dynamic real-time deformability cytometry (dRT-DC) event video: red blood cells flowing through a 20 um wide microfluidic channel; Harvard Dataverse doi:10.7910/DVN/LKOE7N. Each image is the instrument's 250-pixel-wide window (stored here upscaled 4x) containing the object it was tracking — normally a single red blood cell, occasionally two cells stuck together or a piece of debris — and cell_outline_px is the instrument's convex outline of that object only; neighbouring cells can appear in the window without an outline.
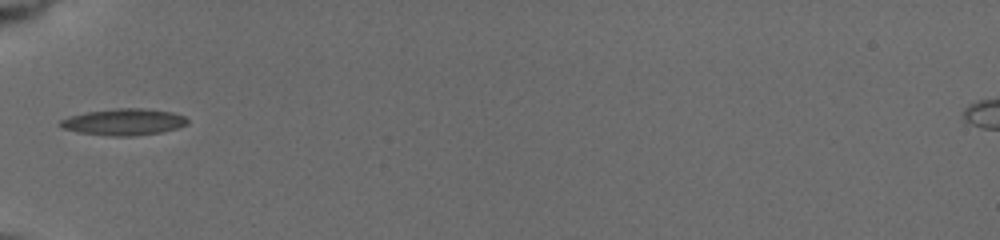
{"species": "common noctule bat (a hibernating species)", "species_latin": "Nyctalus noctula", "temperature_condition": "cold", "stored_images_in_passage": 6, "camera_frame_rate_fps": 3000, "um_per_image_px": 0.085, "animal": {"sex": "female", "body_mass_g": 19.5, "forearm_length_mm": 54.1}, "frame": {"image": 1, "passage_image": 2, "time_ms": 1.667, "image_size_px": [1000, 240], "cell_outline_px": [[188, 124], [176, 128], [160, 132], [128, 136], [112, 136], [80, 132], [64, 128], [56, 124], [60, 120], [72, 116], [88, 112], [116, 108], [144, 108], [172, 112], [184, 116], [188, 120]], "centroid_in_image_um": [10.54, 10.36], "position_along_channel_um": 74.5, "area_um2": 19.36}}
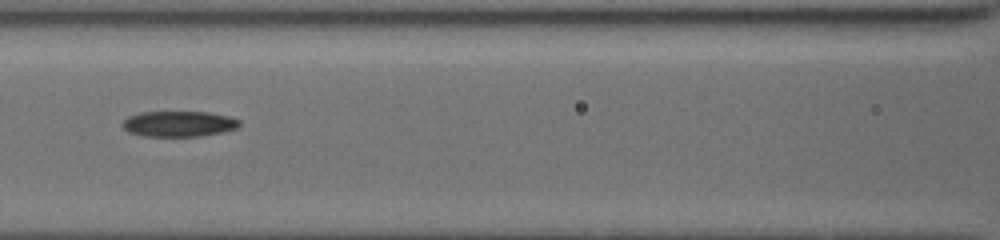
{"frame": {"image": 2, "passage_image": 4, "time_ms": 3.667, "image_size_px": [1000, 240], "cell_outline_px": [[240, 124], [236, 128], [220, 132], [200, 136], [144, 136], [128, 132], [120, 124], [128, 116], [140, 112], [208, 112], [228, 116], [240, 120]], "centroid_in_image_um": [15.16, 10.52], "position_along_channel_um": 151.4, "area_um2": 17.4}}
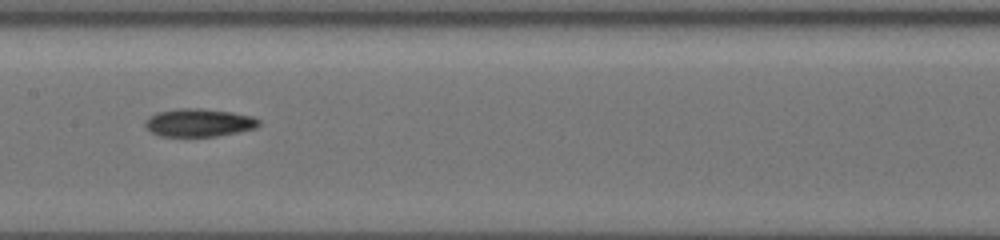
{"frame": {"image": 3, "passage_image": 5, "time_ms": 4.667, "image_size_px": [1000, 240], "cell_outline_px": [[260, 124], [256, 128], [216, 136], [160, 136], [152, 132], [144, 124], [144, 120], [148, 116], [156, 112], [176, 108], [200, 108], [232, 112], [252, 116], [260, 120]], "centroid_in_image_um": [16.88, 10.41], "position_along_channel_um": 190.5, "area_um2": 18.61}}